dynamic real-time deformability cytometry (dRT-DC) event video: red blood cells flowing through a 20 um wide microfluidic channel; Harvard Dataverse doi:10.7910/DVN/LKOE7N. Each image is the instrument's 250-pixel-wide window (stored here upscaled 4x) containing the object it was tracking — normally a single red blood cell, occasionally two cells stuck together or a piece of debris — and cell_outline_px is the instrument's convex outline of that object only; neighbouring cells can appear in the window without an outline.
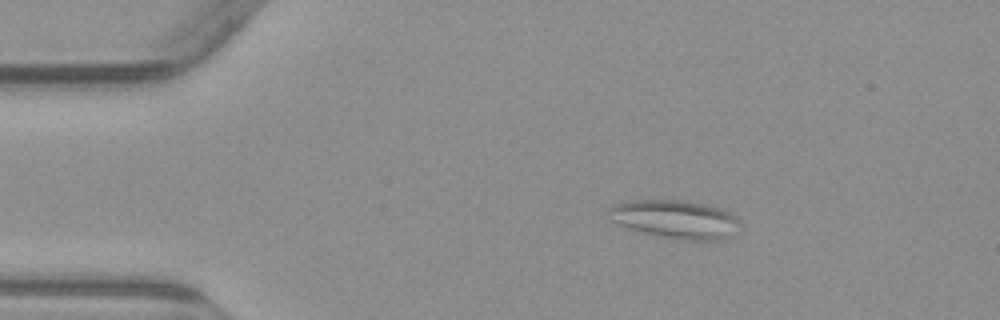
{"species": "common noctule bat (a hibernating species)", "species_latin": "Nyctalus noctula", "temperature_condition": "warm", "stored_images_in_passage": 5, "camera_frame_rate_fps": 3000, "um_per_image_px": 0.085, "animal": {"sex": "male", "body_mass_g": 23.1, "forearm_length_mm": 52.7}, "frame": {"image": 1, "passage_image": 3, "time_ms": 2.333, "image_size_px": [1000, 320], "cell_outline_px": [[740, 224], [728, 240], [684, 240], [644, 232], [620, 224], [612, 220], [608, 208], [612, 204], [632, 200], [684, 200], [724, 208], [736, 216], [740, 220]], "centroid_in_image_um": [57.49, 18.62], "position_along_channel_um": 27.5, "area_um2": 29.25}}